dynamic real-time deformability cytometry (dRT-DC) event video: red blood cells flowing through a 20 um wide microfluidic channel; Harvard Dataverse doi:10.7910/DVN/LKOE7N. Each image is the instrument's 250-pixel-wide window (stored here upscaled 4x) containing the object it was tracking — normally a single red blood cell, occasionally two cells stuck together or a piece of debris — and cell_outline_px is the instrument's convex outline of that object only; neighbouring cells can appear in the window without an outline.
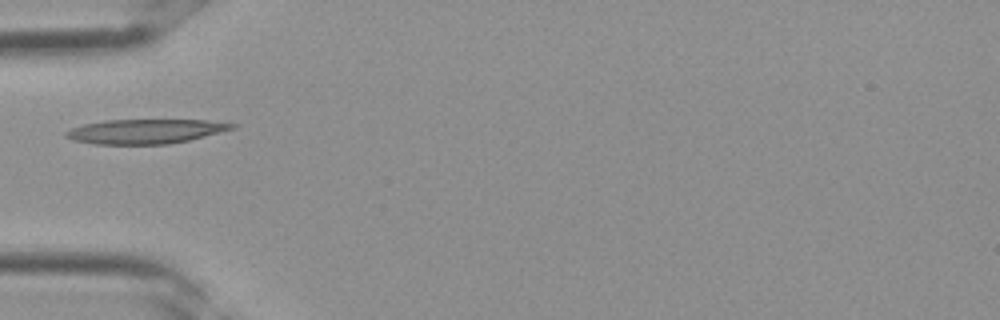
{"species": "Egyptian fruit bat (a non-hibernating species)", "species_latin": "Rousettus aegyptiacus", "temperature_condition": "room temperature", "stored_images_in_passage": 4, "camera_frame_rate_fps": 3000, "um_per_image_px": 0.085, "frame": {"image": 1, "passage_image": 4, "time_ms": 1.0, "image_size_px": [1000, 320], "cell_outline_px": [[240, 124], [236, 128], [188, 140], [168, 144], [96, 144], [72, 140], [64, 136], [64, 132], [72, 128], [84, 124], [104, 120], [208, 120]], "centroid_in_image_um": [12.37, 11.16], "position_along_channel_um": 72.6, "area_um2": 23.7}}